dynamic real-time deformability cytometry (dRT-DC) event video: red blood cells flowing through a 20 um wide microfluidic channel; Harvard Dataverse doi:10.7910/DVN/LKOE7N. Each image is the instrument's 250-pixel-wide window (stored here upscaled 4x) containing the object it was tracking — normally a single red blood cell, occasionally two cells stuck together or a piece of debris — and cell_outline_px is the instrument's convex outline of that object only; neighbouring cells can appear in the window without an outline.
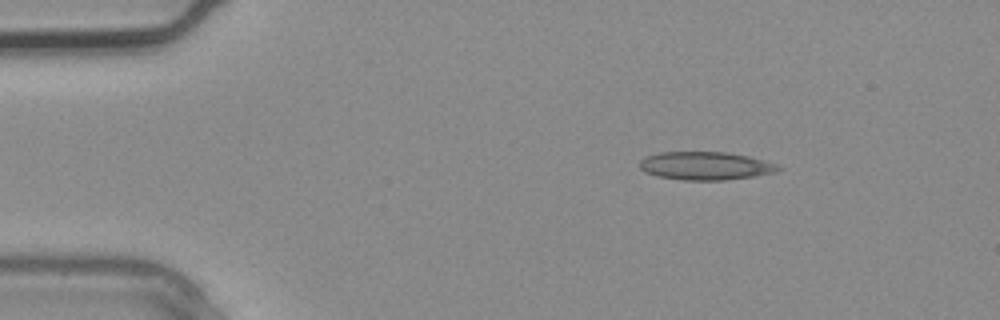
{"species": "common noctule bat (a hibernating species)", "species_latin": "Nyctalus noctula", "temperature_condition": "warm", "stored_images_in_passage": 3, "camera_frame_rate_fps": 3000, "um_per_image_px": 0.085, "animal": {"sex": "male", "body_mass_g": 20.4}, "frame": {"image": 1, "passage_image": 1, "time_ms": 0.0, "image_size_px": [1000, 320], "cell_outline_px": [[784, 168], [776, 172], [752, 176], [724, 180], [684, 180], [656, 176], [644, 172], [640, 168], [640, 160], [648, 156], [660, 152], [728, 152], [748, 156], [776, 164]], "centroid_in_image_um": [59.96, 14.09], "position_along_channel_um": 25.0, "area_um2": 22.66}}